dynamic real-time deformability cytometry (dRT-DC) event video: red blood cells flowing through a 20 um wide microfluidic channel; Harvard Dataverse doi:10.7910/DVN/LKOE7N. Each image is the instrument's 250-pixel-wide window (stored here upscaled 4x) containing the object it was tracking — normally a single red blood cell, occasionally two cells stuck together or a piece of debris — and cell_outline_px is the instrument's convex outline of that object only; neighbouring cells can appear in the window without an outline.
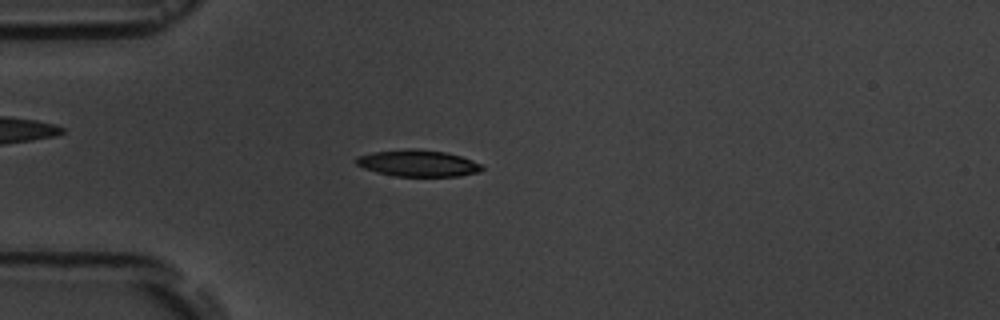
{"species": "common noctule bat (a hibernating species)", "species_latin": "Nyctalus noctula", "temperature_condition": "room temperature", "stored_images_in_passage": 4, "camera_frame_rate_fps": 3000, "um_per_image_px": 0.085, "animal": {"sex": "male", "body_mass_g": 19.5, "forearm_length_mm": 54.6}, "frame": {"image": 1, "passage_image": 3, "time_ms": 3.333, "image_size_px": [1000, 320], "cell_outline_px": [[484, 168], [480, 172], [460, 176], [396, 176], [376, 172], [364, 168], [356, 164], [356, 156], [372, 152], [408, 148], [416, 148], [444, 152], [460, 156], [472, 160], [480, 164]], "centroid_in_image_um": [35.51, 13.87], "position_along_channel_um": 49.5, "area_um2": 19.54}}